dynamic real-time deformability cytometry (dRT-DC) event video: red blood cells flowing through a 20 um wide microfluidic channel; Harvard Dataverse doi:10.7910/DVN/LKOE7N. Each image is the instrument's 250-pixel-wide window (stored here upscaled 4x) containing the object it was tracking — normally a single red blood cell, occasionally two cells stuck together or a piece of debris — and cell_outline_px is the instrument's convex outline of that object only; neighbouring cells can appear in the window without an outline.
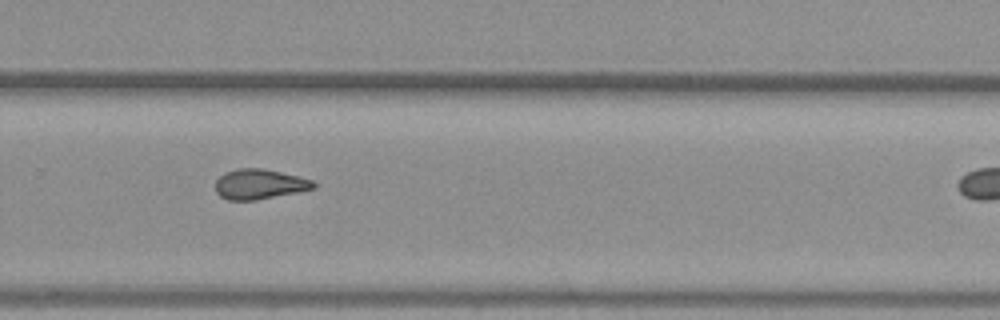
{"species": "common noctule bat (a hibernating species)", "species_latin": "Nyctalus noctula", "temperature_condition": "warm", "stored_images_in_passage": 26, "camera_frame_rate_fps": 3000, "um_per_image_px": 0.085, "animal": {"sex": "female", "body_mass_g": 19.3, "forearm_length_mm": 54.1}, "frame": {"image": 1, "passage_image": 19, "time_ms": 6.0, "image_size_px": [1000, 320], "cell_outline_px": [[316, 188], [256, 200], [228, 200], [220, 196], [216, 192], [216, 180], [224, 172], [236, 168], [264, 168], [312, 180], [316, 184]], "centroid_in_image_um": [22.02, 15.65], "position_along_channel_um": 307.8, "area_um2": 17.11}}
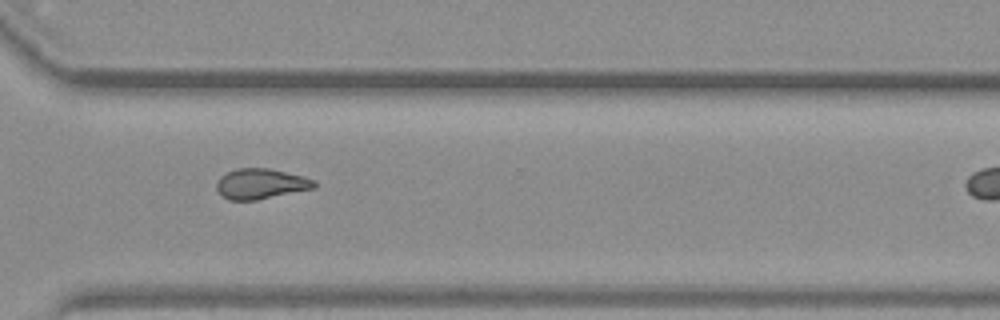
{"frame": {"image": 2, "passage_image": 22, "time_ms": 7.0, "image_size_px": [1000, 320], "cell_outline_px": [[316, 188], [256, 200], [228, 200], [220, 196], [216, 188], [216, 184], [220, 176], [236, 168], [268, 168], [304, 176], [316, 180]], "centroid_in_image_um": [22.16, 15.63], "position_along_channel_um": 348.4, "area_um2": 17.46}}